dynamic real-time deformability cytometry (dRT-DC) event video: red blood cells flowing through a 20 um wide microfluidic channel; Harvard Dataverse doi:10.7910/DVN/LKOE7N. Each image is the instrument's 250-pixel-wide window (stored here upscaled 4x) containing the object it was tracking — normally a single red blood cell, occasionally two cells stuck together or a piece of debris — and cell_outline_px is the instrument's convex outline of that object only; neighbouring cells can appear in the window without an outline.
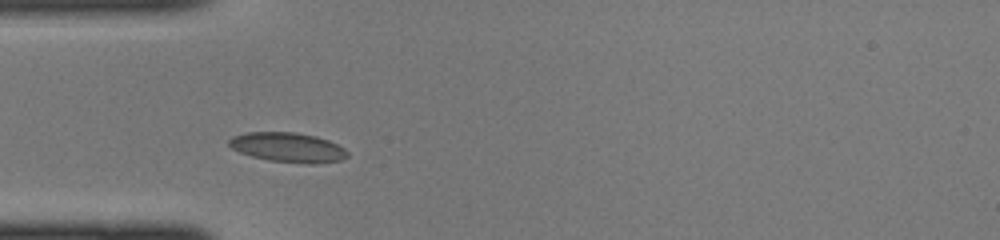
{"species": "common noctule bat (a hibernating species)", "species_latin": "Nyctalus noctula", "temperature_condition": "cold", "stored_images_in_passage": 35, "camera_frame_rate_fps": 3000, "um_per_image_px": 0.085, "animal": {"sex": "female", "body_mass_g": 22.0, "forearm_length_mm": 56.7}, "frame": {"image": 1, "passage_image": 5, "time_ms": 1.333, "image_size_px": [1000, 240], "cell_outline_px": [[348, 156], [340, 160], [312, 164], [308, 164], [268, 160], [252, 156], [240, 152], [232, 148], [228, 144], [228, 140], [232, 136], [248, 132], [296, 132], [316, 136], [328, 140], [344, 148], [348, 152]], "centroid_in_image_um": [24.46, 12.52], "position_along_channel_um": 60.5, "area_um2": 20.4}}
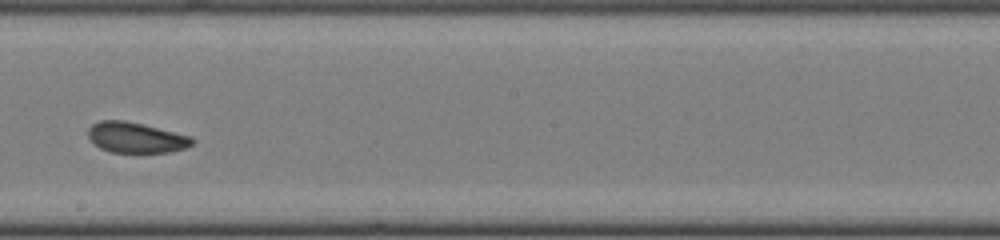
{"frame": {"image": 2, "passage_image": 17, "time_ms": 5.333, "image_size_px": [1000, 240], "cell_outline_px": [[196, 140], [192, 144], [184, 148], [168, 152], [112, 152], [100, 148], [88, 136], [88, 128], [92, 124], [100, 120], [124, 120], [192, 136]], "centroid_in_image_um": [11.56, 11.68], "position_along_channel_um": 236.6, "area_um2": 18.32}}
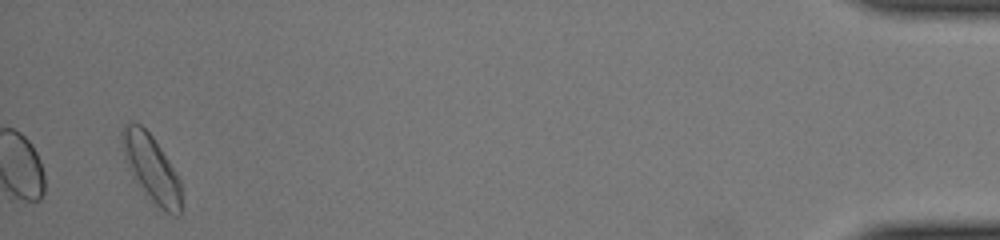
{"frame": {"image": 3, "passage_image": 35, "time_ms": 11.333, "image_size_px": [1000, 240], "cell_outline_px": [[180, 216], [172, 216], [160, 208], [156, 204], [132, 176], [124, 156], [120, 132], [124, 124], [140, 124], [152, 136], [168, 160], [180, 180]], "centroid_in_image_um": [12.86, 14.29], "position_along_channel_um": 422.3, "area_um2": 22.37}}